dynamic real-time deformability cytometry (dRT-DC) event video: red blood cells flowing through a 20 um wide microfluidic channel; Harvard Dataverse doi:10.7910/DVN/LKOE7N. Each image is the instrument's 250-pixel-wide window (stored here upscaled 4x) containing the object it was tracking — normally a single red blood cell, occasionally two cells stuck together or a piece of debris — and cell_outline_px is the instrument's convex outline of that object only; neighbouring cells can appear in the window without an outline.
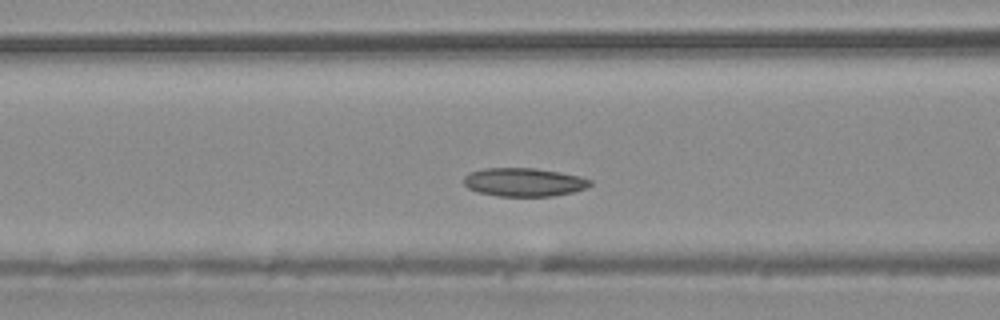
{"species": "common noctule bat (a hibernating species)", "species_latin": "Nyctalus noctula", "temperature_condition": "warm", "stored_images_in_passage": 4, "camera_frame_rate_fps": 3000, "um_per_image_px": 0.085, "animal": {"sex": "male", "body_mass_g": 20.4}, "frame": {"image": 1, "passage_image": 4, "time_ms": 3.667, "image_size_px": [1000, 320], "cell_outline_px": [[592, 184], [588, 188], [572, 192], [552, 196], [496, 196], [480, 192], [468, 188], [464, 184], [464, 176], [468, 172], [484, 168], [536, 168], [580, 176], [592, 180]], "centroid_in_image_um": [44.54, 15.48], "position_along_channel_um": 122.1, "area_um2": 21.04}}